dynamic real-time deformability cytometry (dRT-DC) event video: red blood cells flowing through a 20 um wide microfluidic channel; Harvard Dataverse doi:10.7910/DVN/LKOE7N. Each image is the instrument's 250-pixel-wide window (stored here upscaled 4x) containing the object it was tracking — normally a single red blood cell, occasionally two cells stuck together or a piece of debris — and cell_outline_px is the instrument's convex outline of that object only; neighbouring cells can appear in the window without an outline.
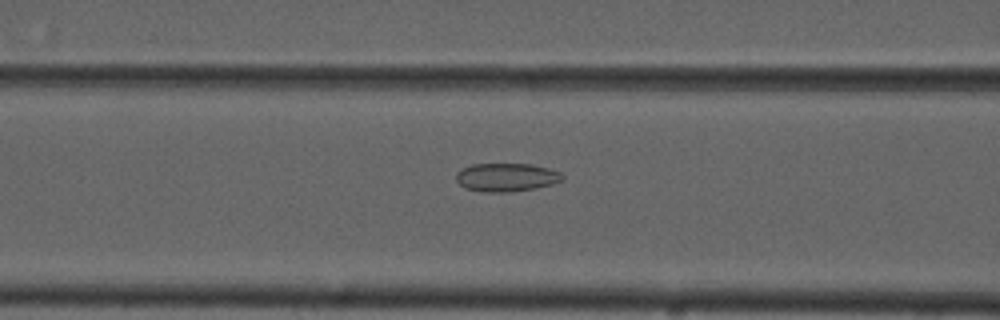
{"species": "common noctule bat (a hibernating species)", "species_latin": "Nyctalus noctula", "temperature_condition": "cold", "stored_images_in_passage": 56, "camera_frame_rate_fps": 3000, "um_per_image_px": 0.085, "animal": {"sex": "male", "forearm_length_mm": 52.5}, "frame": {"image": 1, "passage_image": 23, "time_ms": 7.333, "image_size_px": [1000, 320], "cell_outline_px": [[564, 176], [560, 180], [552, 184], [536, 188], [508, 192], [484, 192], [464, 188], [456, 180], [456, 172], [472, 164], [532, 164], [548, 168], [560, 172]], "centroid_in_image_um": [43.02, 15.07], "position_along_channel_um": 123.6, "area_um2": 17.51}}
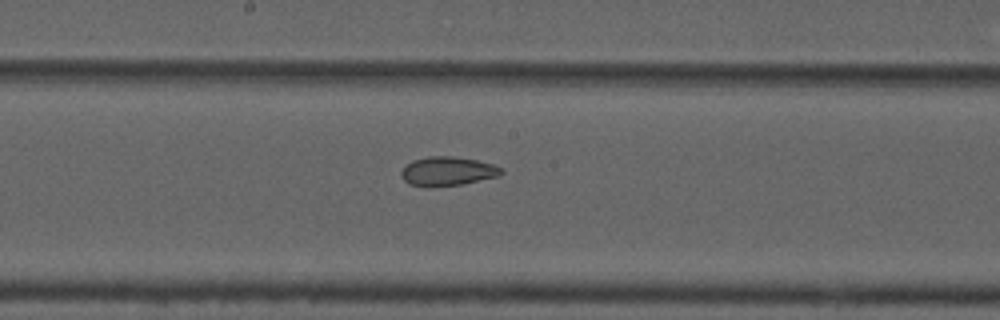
{"frame": {"image": 2, "passage_image": 30, "time_ms": 9.667, "image_size_px": [1000, 320], "cell_outline_px": [[504, 172], [500, 176], [460, 184], [428, 188], [408, 184], [404, 180], [400, 172], [412, 160], [428, 156], [452, 156], [476, 160], [492, 164], [500, 168]], "centroid_in_image_um": [38.02, 14.57], "position_along_channel_um": 210.2, "area_um2": 16.94}}
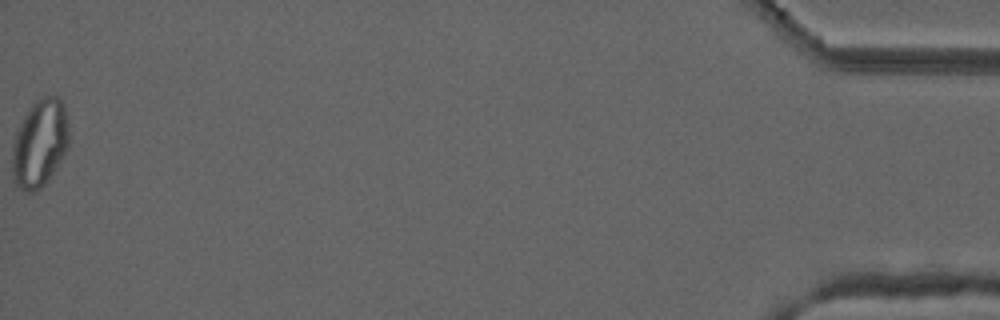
{"frame": {"image": 3, "passage_image": 56, "time_ms": 18.333, "image_size_px": [1000, 320], "cell_outline_px": [[68, 148], [44, 184], [40, 188], [32, 192], [24, 192], [12, 180], [12, 144], [16, 132], [24, 116], [32, 104], [36, 100], [44, 96], [60, 96], [64, 104], [68, 120]], "centroid_in_image_um": [3.37, 12.16], "position_along_channel_um": 431.8, "area_um2": 29.02}, "authors_computed_cell_mechanics": {"area_um2": 22.0796, "velocity_mm_per_s": 3.705, "shape_relaxation_time_tau1_ms": null, "shape_relaxation_time_tau2_ms": 2.0503, "deformation_change_tau1": null, "deformation_change_tau2": 0.0579}}